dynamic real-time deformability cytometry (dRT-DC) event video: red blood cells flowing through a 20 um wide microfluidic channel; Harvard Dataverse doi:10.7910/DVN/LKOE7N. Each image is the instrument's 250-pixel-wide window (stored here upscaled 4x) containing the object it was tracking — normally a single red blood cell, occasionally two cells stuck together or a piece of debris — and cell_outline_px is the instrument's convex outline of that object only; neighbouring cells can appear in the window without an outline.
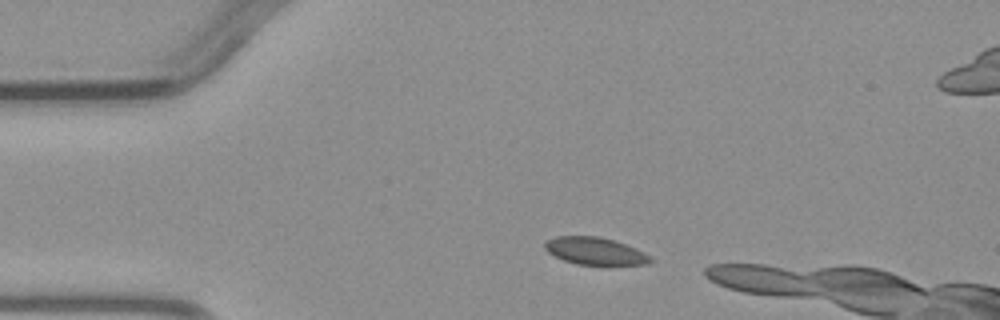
{"species": "common noctule bat (a hibernating species)", "species_latin": "Nyctalus noctula", "temperature_condition": "warm", "stored_images_in_passage": 3, "camera_frame_rate_fps": 3000, "um_per_image_px": 0.085, "animal": {"sex": "male", "body_mass_g": 23.1, "forearm_length_mm": 52.7}, "frame": {"image": 1, "passage_image": 1, "time_ms": 0.0, "image_size_px": [1000, 320], "cell_outline_px": [[652, 260], [648, 264], [608, 268], [576, 264], [564, 260], [548, 252], [544, 248], [544, 244], [548, 240], [556, 236], [596, 236], [616, 240], [636, 248], [652, 256]], "centroid_in_image_um": [50.67, 21.39], "position_along_channel_um": 34.3, "area_um2": 17.74}}